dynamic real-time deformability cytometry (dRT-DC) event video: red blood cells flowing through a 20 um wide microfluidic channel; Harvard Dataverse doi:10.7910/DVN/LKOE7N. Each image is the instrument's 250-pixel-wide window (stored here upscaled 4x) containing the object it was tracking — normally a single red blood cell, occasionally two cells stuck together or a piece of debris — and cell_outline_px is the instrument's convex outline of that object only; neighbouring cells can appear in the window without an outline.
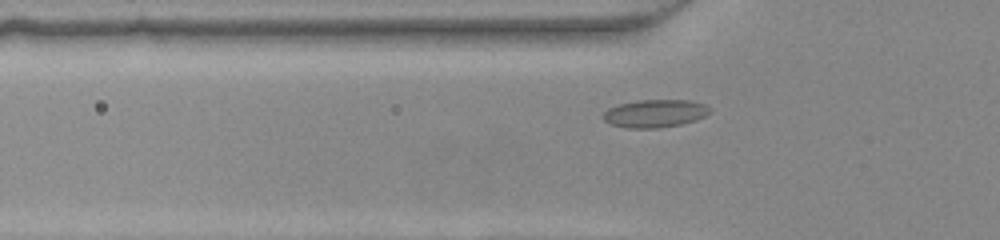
{"species": "common noctule bat (a hibernating species)", "species_latin": "Nyctalus noctula", "temperature_condition": "warm", "stored_images_in_passage": 32, "camera_frame_rate_fps": 3000, "um_per_image_px": 0.085, "animal": {"sex": "female", "body_mass_g": 22.0, "forearm_length_mm": 56.7}, "frame": {"image": 1, "passage_image": 4, "time_ms": 1.0, "image_size_px": [1000, 240], "cell_outline_px": [[712, 108], [704, 116], [696, 120], [680, 124], [656, 128], [624, 128], [612, 124], [604, 120], [600, 116], [608, 108], [620, 104], [636, 100], [688, 100], [704, 104]], "centroid_in_image_um": [55.64, 9.64], "position_along_channel_um": 70.2, "area_um2": 17.28}}
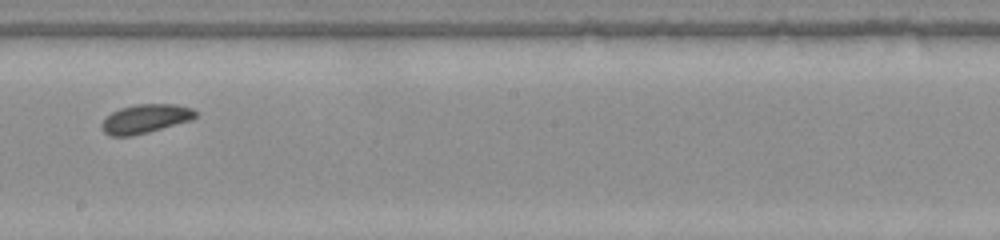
{"frame": {"image": 2, "passage_image": 16, "time_ms": 5.0, "image_size_px": [1000, 240], "cell_outline_px": [[196, 116], [192, 120], [148, 132], [132, 136], [108, 136], [100, 128], [100, 124], [112, 112], [120, 108], [136, 104], [176, 104], [192, 108], [196, 112]], "centroid_in_image_um": [12.34, 10.1], "position_along_channel_um": 235.9, "area_um2": 15.84}}
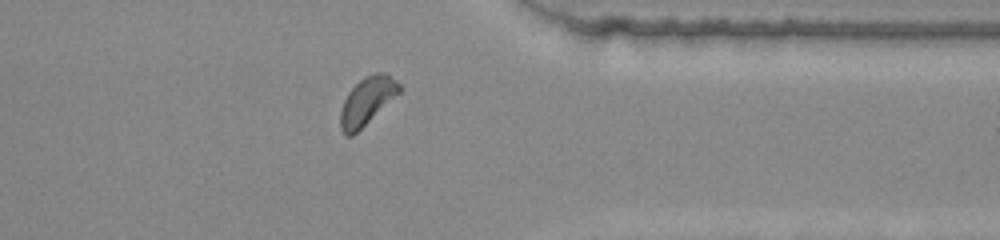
{"frame": {"image": 3, "passage_image": 27, "time_ms": 8.667, "image_size_px": [1000, 240], "cell_outline_px": [[404, 88], [400, 92], [352, 136], [344, 136], [340, 128], [340, 112], [344, 100], [348, 92], [364, 76], [376, 72], [384, 72], [396, 80]], "centroid_in_image_um": [31.19, 8.57], "position_along_channel_um": 380.2, "area_um2": 16.24}}